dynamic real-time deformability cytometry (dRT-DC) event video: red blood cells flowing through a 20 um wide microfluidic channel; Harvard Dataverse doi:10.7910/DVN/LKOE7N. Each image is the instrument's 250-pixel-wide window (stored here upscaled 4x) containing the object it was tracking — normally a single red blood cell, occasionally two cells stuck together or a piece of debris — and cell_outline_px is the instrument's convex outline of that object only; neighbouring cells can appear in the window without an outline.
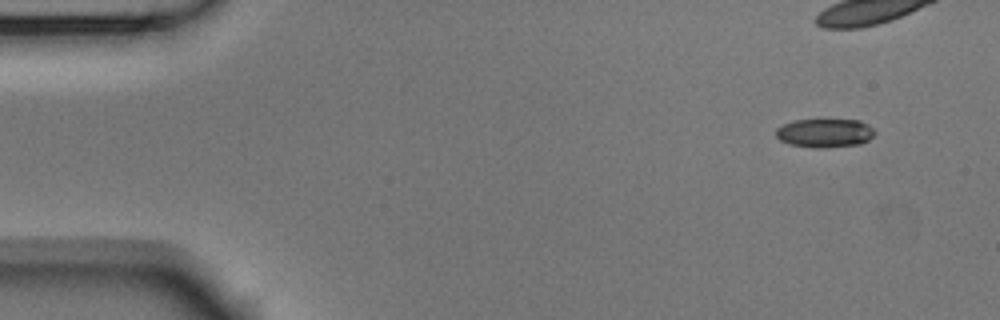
{"species": "Egyptian fruit bat (a non-hibernating species)", "species_latin": "Rousettus aegyptiacus", "temperature_condition": "room temperature", "stored_images_in_passage": 40, "camera_frame_rate_fps": 3000, "um_per_image_px": 0.085, "animal": {"sex": "male"}, "frame": {"image": 1, "passage_image": 1, "time_ms": 0.0, "image_size_px": [1000, 320], "cell_outline_px": [[876, 132], [868, 140], [860, 144], [828, 148], [816, 148], [788, 144], [780, 140], [776, 136], [776, 128], [792, 120], [860, 120], [868, 124]], "centroid_in_image_um": [70.1, 11.31], "position_along_channel_um": 14.9, "area_um2": 16.65}}
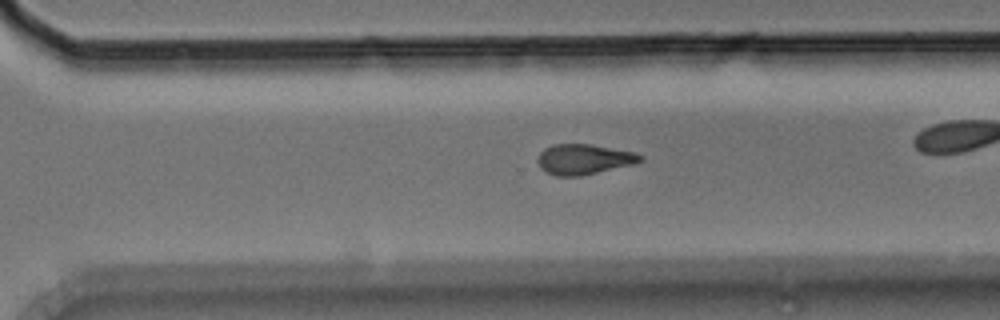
{"frame": {"image": 2, "passage_image": 34, "time_ms": 11.0, "image_size_px": [1000, 320], "cell_outline_px": [[644, 156], [636, 164], [580, 176], [556, 176], [544, 172], [540, 168], [536, 160], [540, 152], [544, 148], [552, 144], [592, 144], [636, 152]], "centroid_in_image_um": [49.61, 13.54], "position_along_channel_um": 321.0, "area_um2": 18.44}}